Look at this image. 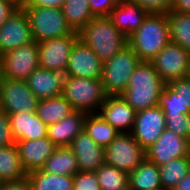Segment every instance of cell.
I'll return each instance as SVG.
<instances>
[{
  "label": "cell",
  "mask_w": 190,
  "mask_h": 190,
  "mask_svg": "<svg viewBox=\"0 0 190 190\" xmlns=\"http://www.w3.org/2000/svg\"><path fill=\"white\" fill-rule=\"evenodd\" d=\"M16 144L13 137L9 115L0 107V148Z\"/></svg>",
  "instance_id": "8d00e7d4"
},
{
  "label": "cell",
  "mask_w": 190,
  "mask_h": 190,
  "mask_svg": "<svg viewBox=\"0 0 190 190\" xmlns=\"http://www.w3.org/2000/svg\"><path fill=\"white\" fill-rule=\"evenodd\" d=\"M67 70L71 77L101 79L103 62L92 49L78 40L69 56Z\"/></svg>",
  "instance_id": "2e32d148"
},
{
  "label": "cell",
  "mask_w": 190,
  "mask_h": 190,
  "mask_svg": "<svg viewBox=\"0 0 190 190\" xmlns=\"http://www.w3.org/2000/svg\"><path fill=\"white\" fill-rule=\"evenodd\" d=\"M78 40V33L74 32L72 35L37 43L39 67L49 70L67 67L72 48Z\"/></svg>",
  "instance_id": "4fadbf2b"
},
{
  "label": "cell",
  "mask_w": 190,
  "mask_h": 190,
  "mask_svg": "<svg viewBox=\"0 0 190 190\" xmlns=\"http://www.w3.org/2000/svg\"><path fill=\"white\" fill-rule=\"evenodd\" d=\"M165 84L186 78L190 69V53L180 45L169 42L151 61Z\"/></svg>",
  "instance_id": "ba28073f"
},
{
  "label": "cell",
  "mask_w": 190,
  "mask_h": 190,
  "mask_svg": "<svg viewBox=\"0 0 190 190\" xmlns=\"http://www.w3.org/2000/svg\"><path fill=\"white\" fill-rule=\"evenodd\" d=\"M146 158L145 149L131 133H119L105 148V163L131 173Z\"/></svg>",
  "instance_id": "52a82bcc"
},
{
  "label": "cell",
  "mask_w": 190,
  "mask_h": 190,
  "mask_svg": "<svg viewBox=\"0 0 190 190\" xmlns=\"http://www.w3.org/2000/svg\"><path fill=\"white\" fill-rule=\"evenodd\" d=\"M27 177L16 144L0 148V182L17 181Z\"/></svg>",
  "instance_id": "484cf974"
},
{
  "label": "cell",
  "mask_w": 190,
  "mask_h": 190,
  "mask_svg": "<svg viewBox=\"0 0 190 190\" xmlns=\"http://www.w3.org/2000/svg\"><path fill=\"white\" fill-rule=\"evenodd\" d=\"M74 111L63 95L40 99L36 108V114L47 126L62 121Z\"/></svg>",
  "instance_id": "cb8c5ba5"
},
{
  "label": "cell",
  "mask_w": 190,
  "mask_h": 190,
  "mask_svg": "<svg viewBox=\"0 0 190 190\" xmlns=\"http://www.w3.org/2000/svg\"><path fill=\"white\" fill-rule=\"evenodd\" d=\"M190 170V155L171 160L159 166L162 188L173 190Z\"/></svg>",
  "instance_id": "4dcf8cb0"
},
{
  "label": "cell",
  "mask_w": 190,
  "mask_h": 190,
  "mask_svg": "<svg viewBox=\"0 0 190 190\" xmlns=\"http://www.w3.org/2000/svg\"><path fill=\"white\" fill-rule=\"evenodd\" d=\"M16 146L22 167L27 174L31 171L40 170L57 148L48 137L29 141H17Z\"/></svg>",
  "instance_id": "d6986e66"
},
{
  "label": "cell",
  "mask_w": 190,
  "mask_h": 190,
  "mask_svg": "<svg viewBox=\"0 0 190 190\" xmlns=\"http://www.w3.org/2000/svg\"><path fill=\"white\" fill-rule=\"evenodd\" d=\"M149 13L138 4L128 0H119L108 18L127 38L143 23Z\"/></svg>",
  "instance_id": "ffe728a7"
},
{
  "label": "cell",
  "mask_w": 190,
  "mask_h": 190,
  "mask_svg": "<svg viewBox=\"0 0 190 190\" xmlns=\"http://www.w3.org/2000/svg\"><path fill=\"white\" fill-rule=\"evenodd\" d=\"M0 190H32V188L28 178L25 177L17 181L1 182Z\"/></svg>",
  "instance_id": "ab89813d"
},
{
  "label": "cell",
  "mask_w": 190,
  "mask_h": 190,
  "mask_svg": "<svg viewBox=\"0 0 190 190\" xmlns=\"http://www.w3.org/2000/svg\"><path fill=\"white\" fill-rule=\"evenodd\" d=\"M145 153L148 161L161 166L171 160L189 156L190 142L188 138L181 137L166 128Z\"/></svg>",
  "instance_id": "8fae6325"
},
{
  "label": "cell",
  "mask_w": 190,
  "mask_h": 190,
  "mask_svg": "<svg viewBox=\"0 0 190 190\" xmlns=\"http://www.w3.org/2000/svg\"><path fill=\"white\" fill-rule=\"evenodd\" d=\"M32 38L39 43L48 39L72 35L61 8L25 6Z\"/></svg>",
  "instance_id": "5b68a950"
},
{
  "label": "cell",
  "mask_w": 190,
  "mask_h": 190,
  "mask_svg": "<svg viewBox=\"0 0 190 190\" xmlns=\"http://www.w3.org/2000/svg\"><path fill=\"white\" fill-rule=\"evenodd\" d=\"M170 12L190 14V0H173Z\"/></svg>",
  "instance_id": "7bdbcfd3"
},
{
  "label": "cell",
  "mask_w": 190,
  "mask_h": 190,
  "mask_svg": "<svg viewBox=\"0 0 190 190\" xmlns=\"http://www.w3.org/2000/svg\"><path fill=\"white\" fill-rule=\"evenodd\" d=\"M101 190H125L128 188V173L103 163L96 171Z\"/></svg>",
  "instance_id": "1f68e13d"
},
{
  "label": "cell",
  "mask_w": 190,
  "mask_h": 190,
  "mask_svg": "<svg viewBox=\"0 0 190 190\" xmlns=\"http://www.w3.org/2000/svg\"><path fill=\"white\" fill-rule=\"evenodd\" d=\"M65 0H27L25 6L62 8Z\"/></svg>",
  "instance_id": "b9f144b4"
},
{
  "label": "cell",
  "mask_w": 190,
  "mask_h": 190,
  "mask_svg": "<svg viewBox=\"0 0 190 190\" xmlns=\"http://www.w3.org/2000/svg\"><path fill=\"white\" fill-rule=\"evenodd\" d=\"M1 56L5 79L26 80L39 67L38 45L34 40Z\"/></svg>",
  "instance_id": "9c48e42d"
},
{
  "label": "cell",
  "mask_w": 190,
  "mask_h": 190,
  "mask_svg": "<svg viewBox=\"0 0 190 190\" xmlns=\"http://www.w3.org/2000/svg\"><path fill=\"white\" fill-rule=\"evenodd\" d=\"M61 9L68 25L77 33L94 18L89 0H65Z\"/></svg>",
  "instance_id": "f1b7e54d"
},
{
  "label": "cell",
  "mask_w": 190,
  "mask_h": 190,
  "mask_svg": "<svg viewBox=\"0 0 190 190\" xmlns=\"http://www.w3.org/2000/svg\"><path fill=\"white\" fill-rule=\"evenodd\" d=\"M69 148L75 154L79 171H96L105 163V149L84 130L73 139Z\"/></svg>",
  "instance_id": "ac0fdd59"
},
{
  "label": "cell",
  "mask_w": 190,
  "mask_h": 190,
  "mask_svg": "<svg viewBox=\"0 0 190 190\" xmlns=\"http://www.w3.org/2000/svg\"><path fill=\"white\" fill-rule=\"evenodd\" d=\"M167 14L149 13L142 25L128 37V45L140 61L150 62L168 43Z\"/></svg>",
  "instance_id": "3957f363"
},
{
  "label": "cell",
  "mask_w": 190,
  "mask_h": 190,
  "mask_svg": "<svg viewBox=\"0 0 190 190\" xmlns=\"http://www.w3.org/2000/svg\"><path fill=\"white\" fill-rule=\"evenodd\" d=\"M14 139L29 141L47 137L48 126L38 117L36 112H18L8 114Z\"/></svg>",
  "instance_id": "44dd1931"
},
{
  "label": "cell",
  "mask_w": 190,
  "mask_h": 190,
  "mask_svg": "<svg viewBox=\"0 0 190 190\" xmlns=\"http://www.w3.org/2000/svg\"><path fill=\"white\" fill-rule=\"evenodd\" d=\"M38 101L26 80L4 78L0 84V107L8 114L36 112Z\"/></svg>",
  "instance_id": "30bf717a"
},
{
  "label": "cell",
  "mask_w": 190,
  "mask_h": 190,
  "mask_svg": "<svg viewBox=\"0 0 190 190\" xmlns=\"http://www.w3.org/2000/svg\"><path fill=\"white\" fill-rule=\"evenodd\" d=\"M138 4L148 13L168 14L171 10L173 0H128Z\"/></svg>",
  "instance_id": "d590c367"
},
{
  "label": "cell",
  "mask_w": 190,
  "mask_h": 190,
  "mask_svg": "<svg viewBox=\"0 0 190 190\" xmlns=\"http://www.w3.org/2000/svg\"><path fill=\"white\" fill-rule=\"evenodd\" d=\"M73 190H101L95 171H79L73 176Z\"/></svg>",
  "instance_id": "836d02e7"
},
{
  "label": "cell",
  "mask_w": 190,
  "mask_h": 190,
  "mask_svg": "<svg viewBox=\"0 0 190 190\" xmlns=\"http://www.w3.org/2000/svg\"><path fill=\"white\" fill-rule=\"evenodd\" d=\"M69 79L67 67L53 70L38 67L26 79L29 89L40 99L62 95L64 85Z\"/></svg>",
  "instance_id": "5bb4252c"
},
{
  "label": "cell",
  "mask_w": 190,
  "mask_h": 190,
  "mask_svg": "<svg viewBox=\"0 0 190 190\" xmlns=\"http://www.w3.org/2000/svg\"><path fill=\"white\" fill-rule=\"evenodd\" d=\"M173 190H190V170L187 175L178 182Z\"/></svg>",
  "instance_id": "ee69618b"
},
{
  "label": "cell",
  "mask_w": 190,
  "mask_h": 190,
  "mask_svg": "<svg viewBox=\"0 0 190 190\" xmlns=\"http://www.w3.org/2000/svg\"><path fill=\"white\" fill-rule=\"evenodd\" d=\"M140 62L129 45L104 62L101 81L106 96L121 95L128 87L130 76Z\"/></svg>",
  "instance_id": "277c9868"
},
{
  "label": "cell",
  "mask_w": 190,
  "mask_h": 190,
  "mask_svg": "<svg viewBox=\"0 0 190 190\" xmlns=\"http://www.w3.org/2000/svg\"><path fill=\"white\" fill-rule=\"evenodd\" d=\"M32 190H73V176L57 175L40 170L27 174Z\"/></svg>",
  "instance_id": "83f0119b"
},
{
  "label": "cell",
  "mask_w": 190,
  "mask_h": 190,
  "mask_svg": "<svg viewBox=\"0 0 190 190\" xmlns=\"http://www.w3.org/2000/svg\"><path fill=\"white\" fill-rule=\"evenodd\" d=\"M4 1L10 2L18 9H23L27 2V0H4Z\"/></svg>",
  "instance_id": "f6af8a7d"
},
{
  "label": "cell",
  "mask_w": 190,
  "mask_h": 190,
  "mask_svg": "<svg viewBox=\"0 0 190 190\" xmlns=\"http://www.w3.org/2000/svg\"><path fill=\"white\" fill-rule=\"evenodd\" d=\"M158 106L162 108L165 115L190 114V108L182 104L179 94L169 84L165 85Z\"/></svg>",
  "instance_id": "d6a6232c"
},
{
  "label": "cell",
  "mask_w": 190,
  "mask_h": 190,
  "mask_svg": "<svg viewBox=\"0 0 190 190\" xmlns=\"http://www.w3.org/2000/svg\"><path fill=\"white\" fill-rule=\"evenodd\" d=\"M166 129L165 114L158 105L136 112L135 123L131 134L146 150L159 138Z\"/></svg>",
  "instance_id": "7c38bea8"
},
{
  "label": "cell",
  "mask_w": 190,
  "mask_h": 190,
  "mask_svg": "<svg viewBox=\"0 0 190 190\" xmlns=\"http://www.w3.org/2000/svg\"><path fill=\"white\" fill-rule=\"evenodd\" d=\"M166 128L181 137L188 138L189 115H165Z\"/></svg>",
  "instance_id": "e575fe53"
},
{
  "label": "cell",
  "mask_w": 190,
  "mask_h": 190,
  "mask_svg": "<svg viewBox=\"0 0 190 190\" xmlns=\"http://www.w3.org/2000/svg\"><path fill=\"white\" fill-rule=\"evenodd\" d=\"M130 190H157L162 188L159 166L145 160L128 174Z\"/></svg>",
  "instance_id": "603a6c76"
},
{
  "label": "cell",
  "mask_w": 190,
  "mask_h": 190,
  "mask_svg": "<svg viewBox=\"0 0 190 190\" xmlns=\"http://www.w3.org/2000/svg\"><path fill=\"white\" fill-rule=\"evenodd\" d=\"M119 0H89V8L94 17H108Z\"/></svg>",
  "instance_id": "74e56055"
},
{
  "label": "cell",
  "mask_w": 190,
  "mask_h": 190,
  "mask_svg": "<svg viewBox=\"0 0 190 190\" xmlns=\"http://www.w3.org/2000/svg\"><path fill=\"white\" fill-rule=\"evenodd\" d=\"M188 139L190 142V114H189V125H188Z\"/></svg>",
  "instance_id": "7dc6e473"
},
{
  "label": "cell",
  "mask_w": 190,
  "mask_h": 190,
  "mask_svg": "<svg viewBox=\"0 0 190 190\" xmlns=\"http://www.w3.org/2000/svg\"><path fill=\"white\" fill-rule=\"evenodd\" d=\"M62 95L75 110L87 114L98 113L106 98L101 79L71 76L64 85Z\"/></svg>",
  "instance_id": "8992f818"
},
{
  "label": "cell",
  "mask_w": 190,
  "mask_h": 190,
  "mask_svg": "<svg viewBox=\"0 0 190 190\" xmlns=\"http://www.w3.org/2000/svg\"><path fill=\"white\" fill-rule=\"evenodd\" d=\"M33 41L29 20L24 9H17L0 26V55Z\"/></svg>",
  "instance_id": "9a60e30c"
},
{
  "label": "cell",
  "mask_w": 190,
  "mask_h": 190,
  "mask_svg": "<svg viewBox=\"0 0 190 190\" xmlns=\"http://www.w3.org/2000/svg\"><path fill=\"white\" fill-rule=\"evenodd\" d=\"M84 131L103 149L119 134V132L98 113L86 114Z\"/></svg>",
  "instance_id": "4316f807"
},
{
  "label": "cell",
  "mask_w": 190,
  "mask_h": 190,
  "mask_svg": "<svg viewBox=\"0 0 190 190\" xmlns=\"http://www.w3.org/2000/svg\"><path fill=\"white\" fill-rule=\"evenodd\" d=\"M169 85L179 94L182 104L190 108V78L173 80Z\"/></svg>",
  "instance_id": "f35d334b"
},
{
  "label": "cell",
  "mask_w": 190,
  "mask_h": 190,
  "mask_svg": "<svg viewBox=\"0 0 190 190\" xmlns=\"http://www.w3.org/2000/svg\"><path fill=\"white\" fill-rule=\"evenodd\" d=\"M18 8L10 2L0 0V26L9 19Z\"/></svg>",
  "instance_id": "60d3db41"
},
{
  "label": "cell",
  "mask_w": 190,
  "mask_h": 190,
  "mask_svg": "<svg viewBox=\"0 0 190 190\" xmlns=\"http://www.w3.org/2000/svg\"><path fill=\"white\" fill-rule=\"evenodd\" d=\"M165 85L152 63L141 61L131 74L128 87L121 96L138 112L157 106Z\"/></svg>",
  "instance_id": "6da1fadb"
},
{
  "label": "cell",
  "mask_w": 190,
  "mask_h": 190,
  "mask_svg": "<svg viewBox=\"0 0 190 190\" xmlns=\"http://www.w3.org/2000/svg\"><path fill=\"white\" fill-rule=\"evenodd\" d=\"M86 114L75 110L62 121L48 125L47 137L57 147H69L73 139L84 130Z\"/></svg>",
  "instance_id": "7402d4cb"
},
{
  "label": "cell",
  "mask_w": 190,
  "mask_h": 190,
  "mask_svg": "<svg viewBox=\"0 0 190 190\" xmlns=\"http://www.w3.org/2000/svg\"><path fill=\"white\" fill-rule=\"evenodd\" d=\"M43 172L74 176L79 172L75 154L69 147H57L41 168Z\"/></svg>",
  "instance_id": "d4e9b609"
},
{
  "label": "cell",
  "mask_w": 190,
  "mask_h": 190,
  "mask_svg": "<svg viewBox=\"0 0 190 190\" xmlns=\"http://www.w3.org/2000/svg\"><path fill=\"white\" fill-rule=\"evenodd\" d=\"M98 114L119 133H131L135 123L136 111L121 95L106 96Z\"/></svg>",
  "instance_id": "e0dca14e"
},
{
  "label": "cell",
  "mask_w": 190,
  "mask_h": 190,
  "mask_svg": "<svg viewBox=\"0 0 190 190\" xmlns=\"http://www.w3.org/2000/svg\"><path fill=\"white\" fill-rule=\"evenodd\" d=\"M79 40L104 63L128 45V38L108 17H94L78 32Z\"/></svg>",
  "instance_id": "7a4b0ae2"
},
{
  "label": "cell",
  "mask_w": 190,
  "mask_h": 190,
  "mask_svg": "<svg viewBox=\"0 0 190 190\" xmlns=\"http://www.w3.org/2000/svg\"><path fill=\"white\" fill-rule=\"evenodd\" d=\"M3 63H2V56L0 55V84L3 82Z\"/></svg>",
  "instance_id": "bcb514c9"
},
{
  "label": "cell",
  "mask_w": 190,
  "mask_h": 190,
  "mask_svg": "<svg viewBox=\"0 0 190 190\" xmlns=\"http://www.w3.org/2000/svg\"><path fill=\"white\" fill-rule=\"evenodd\" d=\"M167 18L170 41L190 53V14L169 12Z\"/></svg>",
  "instance_id": "f546056e"
}]
</instances>
